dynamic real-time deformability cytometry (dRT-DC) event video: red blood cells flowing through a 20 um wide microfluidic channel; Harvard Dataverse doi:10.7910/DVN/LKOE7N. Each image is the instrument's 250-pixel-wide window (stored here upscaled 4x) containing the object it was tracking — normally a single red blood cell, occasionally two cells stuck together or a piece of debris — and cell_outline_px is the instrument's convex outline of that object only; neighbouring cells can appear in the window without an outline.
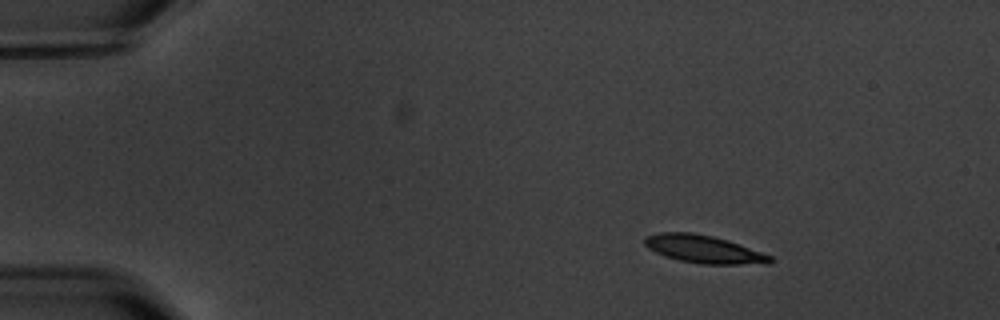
{"species": "common noctule bat (a hibernating species)", "species_latin": "Nyctalus noctula", "temperature_condition": "warm", "stored_images_in_passage": 3, "camera_frame_rate_fps": 3000, "um_per_image_px": 0.085, "animal": {"sex": "male", "body_mass_g": 20.1, "forearm_length_mm": 53.5}, "frame": {"image": 1, "passage_image": 1, "time_ms": 0.0, "image_size_px": [1000, 320], "cell_outline_px": [[772, 260], [768, 264], [700, 264], [680, 260], [664, 256], [648, 248], [644, 244], [644, 236], [660, 232], [692, 232], [712, 236], [728, 240], [772, 256]], "centroid_in_image_um": [59.79, 21.17], "position_along_channel_um": 25.2, "area_um2": 20.35}}